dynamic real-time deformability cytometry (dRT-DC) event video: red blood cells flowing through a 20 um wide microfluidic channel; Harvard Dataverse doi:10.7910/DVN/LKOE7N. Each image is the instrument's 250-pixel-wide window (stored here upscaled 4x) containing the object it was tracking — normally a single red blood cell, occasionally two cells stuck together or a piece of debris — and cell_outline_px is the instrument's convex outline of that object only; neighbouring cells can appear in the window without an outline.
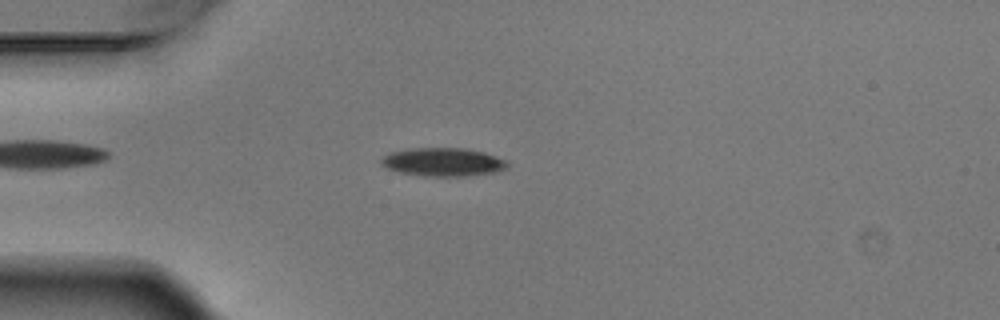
{"species": "Egyptian fruit bat (a non-hibernating species)", "species_latin": "Rousettus aegyptiacus", "temperature_condition": "warm", "stored_images_in_passage": 1, "camera_frame_rate_fps": 3000, "um_per_image_px": 0.085, "animal": {"sex": "male"}, "frame": {"image": 1, "passage_image": 1, "time_ms": 0.0, "image_size_px": [1000, 320], "cell_outline_px": [[508, 168], [496, 172], [464, 176], [424, 176], [400, 172], [388, 168], [380, 160], [384, 156], [392, 152], [412, 148], [464, 148], [484, 152], [508, 160]], "centroid_in_image_um": [37.73, 13.77], "position_along_channel_um": 47.3, "area_um2": 20.75}}